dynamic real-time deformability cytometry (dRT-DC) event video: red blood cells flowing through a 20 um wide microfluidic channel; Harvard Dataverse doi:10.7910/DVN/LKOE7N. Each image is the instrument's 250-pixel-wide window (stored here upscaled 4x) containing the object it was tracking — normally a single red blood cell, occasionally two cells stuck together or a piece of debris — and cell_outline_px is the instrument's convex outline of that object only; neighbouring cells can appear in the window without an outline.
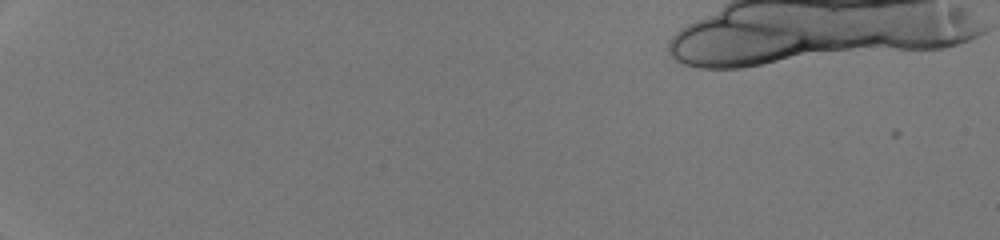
{"species": "human", "species_latin": "Homo sapiens", "temperature_condition": "room temperature", "stored_images_in_passage": 2, "camera_frame_rate_fps": 3000, "um_per_image_px": 0.085, "donor": {"sex": "male"}, "frame": {"image": 1, "passage_image": 1, "time_ms": 0.0, "image_size_px": [1000, 240], "cell_outline_px": [[960, 40], [948, 44], [928, 48], [756, 64], [692, 64], [684, 60], [800, 36], [884, 36]], "centroid_in_image_um": [69.45, 4.16], "position_along_channel_um": 15.5, "area_um2": 30.11}}